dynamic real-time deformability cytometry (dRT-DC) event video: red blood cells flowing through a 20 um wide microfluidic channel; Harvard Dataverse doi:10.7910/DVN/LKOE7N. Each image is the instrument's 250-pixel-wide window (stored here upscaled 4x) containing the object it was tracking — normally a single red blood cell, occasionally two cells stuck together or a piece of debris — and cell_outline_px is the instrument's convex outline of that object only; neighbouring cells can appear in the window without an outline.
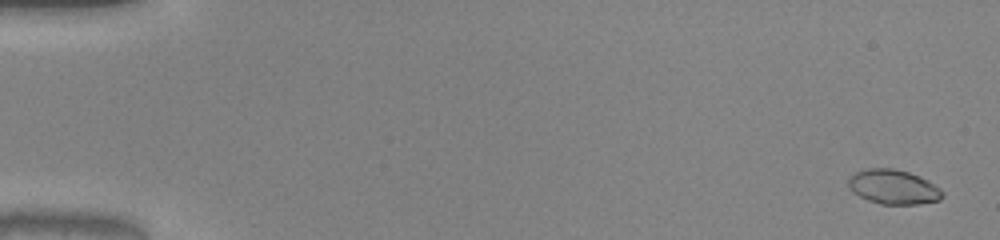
{"species": "common noctule bat (a hibernating species)", "species_latin": "Nyctalus noctula", "temperature_condition": "warm", "stored_images_in_passage": 52, "camera_frame_rate_fps": 3000, "um_per_image_px": 0.085, "animal": {"sex": "male", "body_mass_g": 20.0, "forearm_length_mm": 53.3}, "frame": {"image": 1, "passage_image": 2, "time_ms": 0.333, "image_size_px": [1000, 240], "cell_outline_px": [[944, 196], [940, 200], [920, 204], [880, 204], [868, 200], [852, 192], [848, 188], [848, 180], [856, 172], [868, 168], [892, 168], [908, 172], [920, 176], [928, 180], [940, 188], [944, 192]], "centroid_in_image_um": [75.96, 15.89], "position_along_channel_um": 9.0, "area_um2": 19.02}}
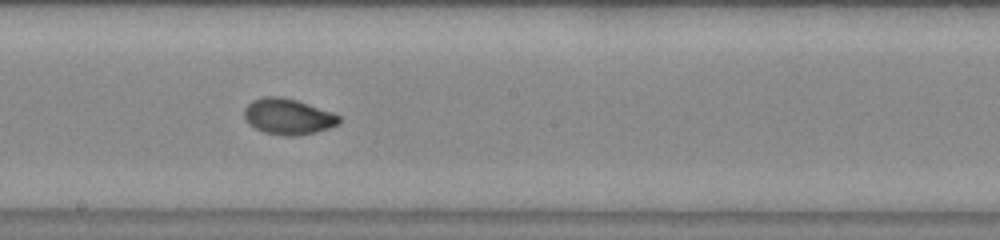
{"frame": {"image": 2, "passage_image": 30, "time_ms": 9.667, "image_size_px": [1000, 240], "cell_outline_px": [[340, 124], [316, 132], [296, 136], [288, 136], [264, 132], [248, 124], [244, 116], [244, 108], [252, 100], [264, 96], [280, 96], [296, 100], [332, 112], [340, 116]], "centroid_in_image_um": [24.48, 9.9], "position_along_channel_um": 223.7, "area_um2": 19.83}}
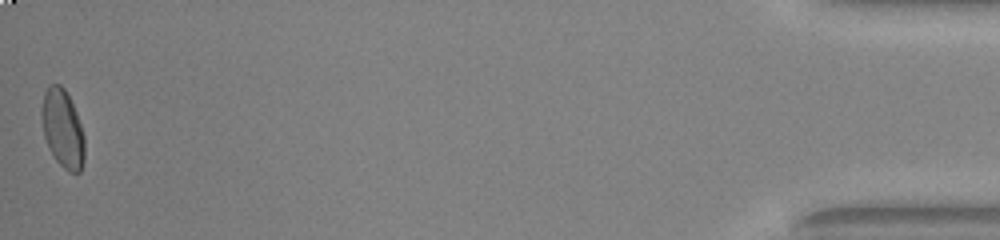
{"frame": {"image": 3, "passage_image": 52, "time_ms": 17.0, "image_size_px": [1000, 240], "cell_outline_px": [[84, 160], [80, 172], [68, 172], [56, 160], [48, 148], [44, 136], [40, 112], [44, 92], [48, 84], [60, 84], [64, 88], [76, 112], [84, 136]], "centroid_in_image_um": [5.3, 10.93], "position_along_channel_um": 429.9, "area_um2": 19.59}, "authors_computed_cell_mechanics": {"area_um2": 19.074, "velocity_mm_per_s": 4.0575, "shape_relaxation_time_tau1_ms": 5.4175, "shape_relaxation_time_tau2_ms": null, "deformation_change_tau1": 0.1684, "deformation_change_tau2": null}}